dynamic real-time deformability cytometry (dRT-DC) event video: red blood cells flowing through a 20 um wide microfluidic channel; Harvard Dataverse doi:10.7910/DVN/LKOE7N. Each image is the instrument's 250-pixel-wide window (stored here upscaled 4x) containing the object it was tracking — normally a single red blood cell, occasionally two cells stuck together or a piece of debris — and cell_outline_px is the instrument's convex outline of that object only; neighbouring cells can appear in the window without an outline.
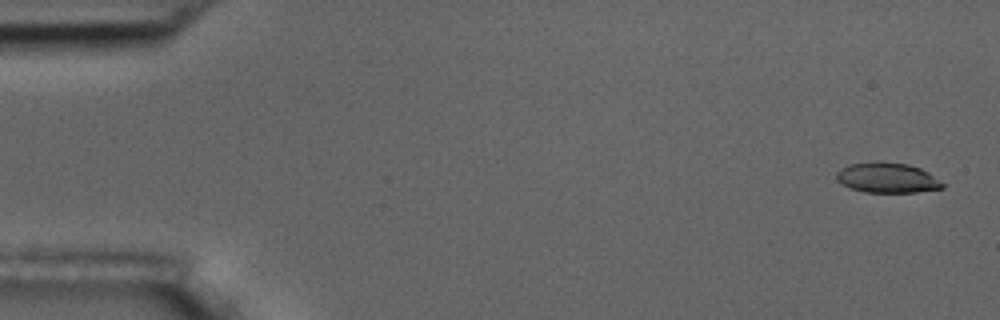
{"species": "common noctule bat (a hibernating species)", "species_latin": "Nyctalus noctula", "temperature_condition": "room temperature", "stored_images_in_passage": 10, "camera_frame_rate_fps": 3000, "um_per_image_px": 0.085, "animal": {"sex": "male", "body_mass_g": 17.5, "forearm_length_mm": 52.3}, "frame": {"image": 1, "passage_image": 1, "time_ms": 0.0, "image_size_px": [1000, 320], "cell_outline_px": [[948, 184], [944, 188], [916, 192], [864, 192], [840, 184], [836, 180], [836, 172], [840, 168], [848, 164], [876, 160], [908, 164], [920, 168], [928, 172]], "centroid_in_image_um": [75.42, 15.09], "position_along_channel_um": 9.6, "area_um2": 19.13}}
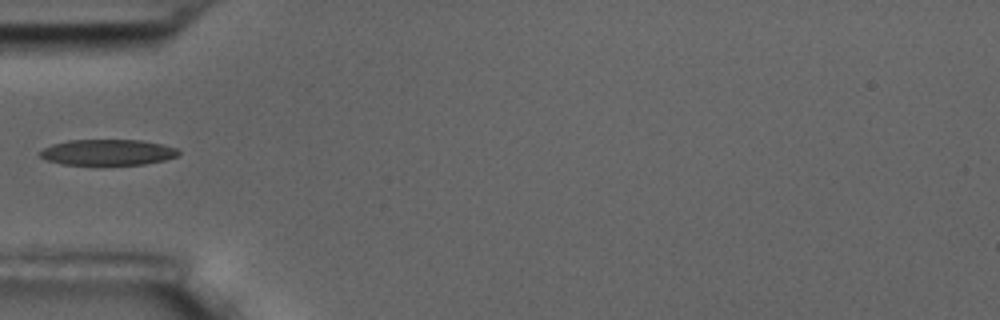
{"frame": {"image": 2, "passage_image": 5, "time_ms": 5.667, "image_size_px": [1000, 320], "cell_outline_px": [[180, 152], [176, 156], [164, 160], [144, 164], [60, 164], [48, 160], [40, 156], [36, 152], [52, 144], [68, 140], [140, 140], [160, 144], [176, 148]], "centroid_in_image_um": [9.1, 12.94], "position_along_channel_um": 75.9, "area_um2": 20.63}}
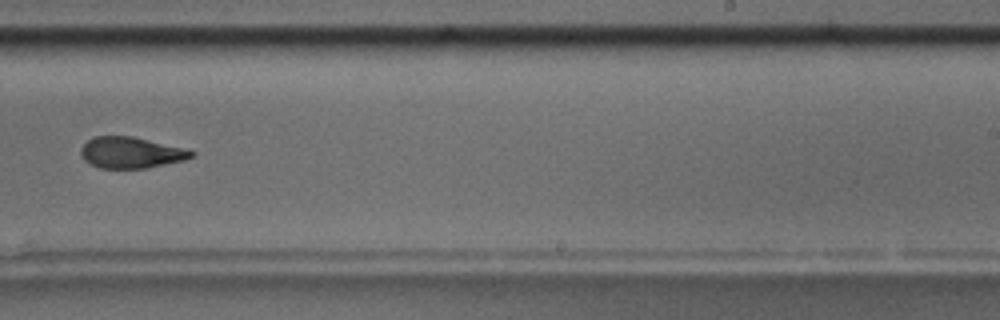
{"frame": {"image": 3, "passage_image": 10, "time_ms": 11.333, "image_size_px": [1000, 320], "cell_outline_px": [[196, 156], [184, 160], [144, 168], [100, 168], [88, 164], [84, 160], [80, 152], [80, 148], [92, 136], [132, 136], [188, 148], [196, 152]], "centroid_in_image_um": [11.15, 12.96], "position_along_channel_um": 277.8, "area_um2": 20.35}}